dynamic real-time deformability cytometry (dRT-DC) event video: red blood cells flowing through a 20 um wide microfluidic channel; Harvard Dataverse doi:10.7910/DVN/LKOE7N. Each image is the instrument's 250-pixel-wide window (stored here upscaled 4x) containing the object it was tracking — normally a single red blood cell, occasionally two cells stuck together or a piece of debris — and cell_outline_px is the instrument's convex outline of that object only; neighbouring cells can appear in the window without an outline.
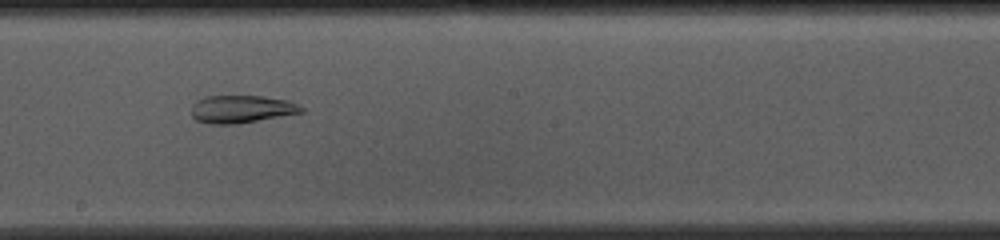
{"species": "common noctule bat (a hibernating species)", "species_latin": "Nyctalus noctula", "temperature_condition": "cold", "stored_images_in_passage": 42, "camera_frame_rate_fps": 3000, "um_per_image_px": 0.085, "animal": {"sex": "female", "body_mass_g": 10.0, "forearm_length_mm": 53.1}, "frame": {"image": 1, "passage_image": 17, "time_ms": 5.333, "image_size_px": [1000, 240], "cell_outline_px": [[304, 112], [236, 124], [208, 124], [196, 120], [192, 116], [192, 104], [196, 100], [204, 96], [260, 96], [288, 100], [304, 108]], "centroid_in_image_um": [20.49, 9.27], "position_along_channel_um": 227.7, "area_um2": 17.74}}
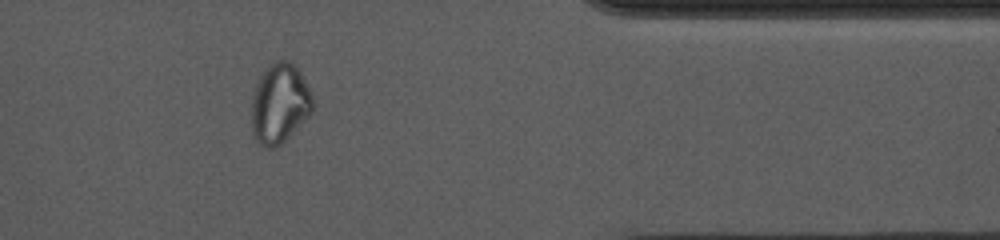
{"frame": {"image": 2, "passage_image": 32, "time_ms": 10.333, "image_size_px": [1000, 240], "cell_outline_px": [[312, 112], [280, 144], [272, 148], [268, 148], [260, 144], [256, 140], [252, 132], [252, 96], [256, 84], [260, 76], [272, 60], [288, 60], [300, 72], [312, 96]], "centroid_in_image_um": [23.74, 8.78], "position_along_channel_um": 387.7, "area_um2": 28.03}}
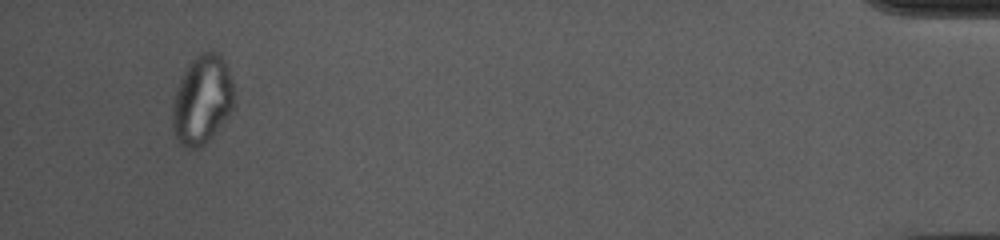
{"frame": {"image": 3, "passage_image": 39, "time_ms": 12.667, "image_size_px": [1000, 240], "cell_outline_px": [[236, 108], [212, 136], [204, 144], [196, 148], [184, 148], [176, 140], [172, 128], [172, 104], [180, 80], [184, 72], [192, 60], [200, 52], [216, 52], [224, 60], [228, 68], [236, 92]], "centroid_in_image_um": [17.22, 8.51], "position_along_channel_um": 418.0, "area_um2": 32.43}, "authors_computed_cell_mechanics": {"area_um2": 22.542, "velocity_mm_per_s": 3.6769, "shape_relaxation_time_tau1_ms": null, "shape_relaxation_time_tau2_ms": 3.9328, "deformation_change_tau1": null, "deformation_change_tau2": 0.0562}}